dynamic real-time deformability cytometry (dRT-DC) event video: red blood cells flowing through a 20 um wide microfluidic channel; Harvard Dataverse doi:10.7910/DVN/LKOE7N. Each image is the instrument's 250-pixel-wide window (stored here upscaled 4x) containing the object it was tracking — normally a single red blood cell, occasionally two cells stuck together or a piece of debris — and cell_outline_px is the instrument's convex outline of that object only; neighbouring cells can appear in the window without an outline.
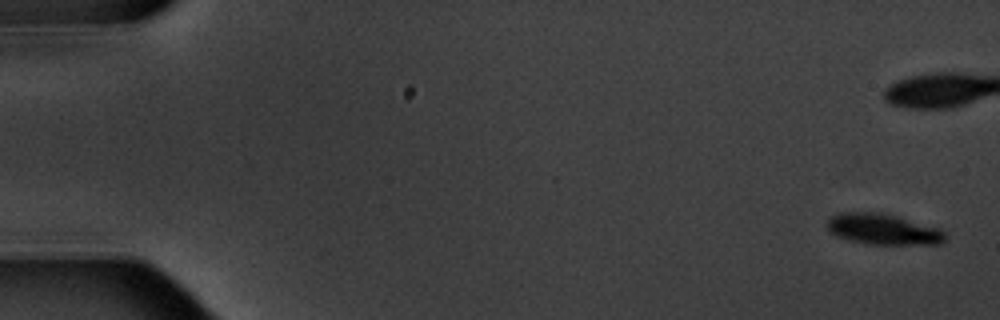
{"species": "common noctule bat (a hibernating species)", "species_latin": "Nyctalus noctula", "temperature_condition": "warm", "stored_images_in_passage": 17, "camera_frame_rate_fps": 3000, "um_per_image_px": 0.085, "animal": {"sex": "male", "body_mass_g": 20.1, "forearm_length_mm": 53.5}, "frame": {"image": 1, "passage_image": 1, "time_ms": 0.0, "image_size_px": [1000, 320], "cell_outline_px": [[948, 236], [940, 244], [864, 244], [848, 240], [836, 236], [828, 228], [828, 220], [832, 216], [840, 212], [880, 212], [896, 216], [936, 228], [944, 232]], "centroid_in_image_um": [75.04, 19.49], "position_along_channel_um": 10.0, "area_um2": 20.98}}
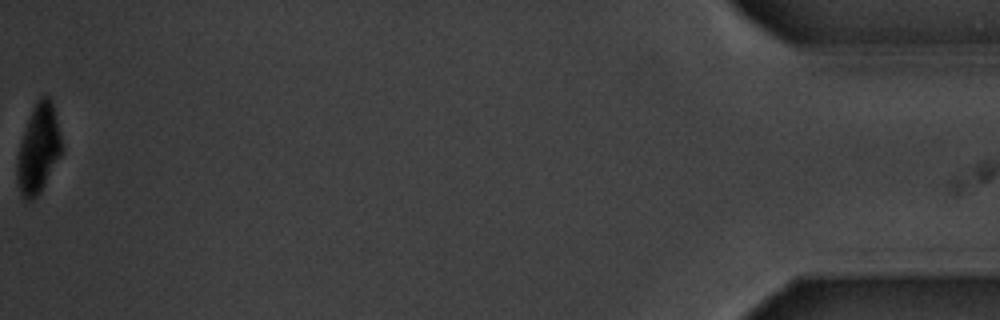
{"frame": {"image": 2, "passage_image": 17, "time_ms": 19.667, "image_size_px": [1000, 320], "cell_outline_px": [[64, 148], [60, 156], [40, 192], [32, 200], [24, 200], [20, 192], [16, 172], [16, 168], [20, 144], [32, 108], [40, 96], [48, 96], [52, 100]], "centroid_in_image_um": [3.28, 12.64], "position_along_channel_um": 431.9, "area_um2": 22.89}, "authors_computed_cell_mechanics": {"area_um2": 22.8888, "velocity_mm_per_s": 3.5173, "shape_relaxation_time_tau1_ms": 3.1196, "shape_relaxation_time_tau2_ms": null, "deformation_change_tau1": 0.1033, "deformation_change_tau2": null}}